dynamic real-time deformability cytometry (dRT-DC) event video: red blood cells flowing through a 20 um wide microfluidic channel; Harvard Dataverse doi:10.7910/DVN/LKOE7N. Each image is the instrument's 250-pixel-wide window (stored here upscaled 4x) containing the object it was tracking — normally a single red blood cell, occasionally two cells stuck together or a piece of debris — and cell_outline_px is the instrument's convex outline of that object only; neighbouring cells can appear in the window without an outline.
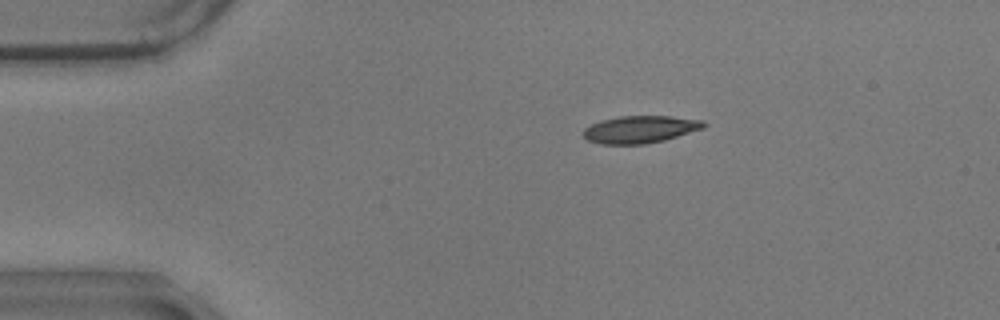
{"species": "common noctule bat (a hibernating species)", "species_latin": "Nyctalus noctula", "temperature_condition": "warm", "stored_images_in_passage": 48, "camera_frame_rate_fps": 3000, "um_per_image_px": 0.085, "animal": {"sex": "male", "body_mass_g": 17.9}, "frame": {"image": 1, "passage_image": 1, "time_ms": 0.0, "image_size_px": [1000, 320], "cell_outline_px": [[708, 124], [704, 128], [664, 140], [644, 144], [600, 144], [588, 140], [584, 136], [584, 128], [600, 120], [620, 116], [672, 116], [704, 120]], "centroid_in_image_um": [54.44, 10.99], "position_along_channel_um": 30.6, "area_um2": 19.19}}
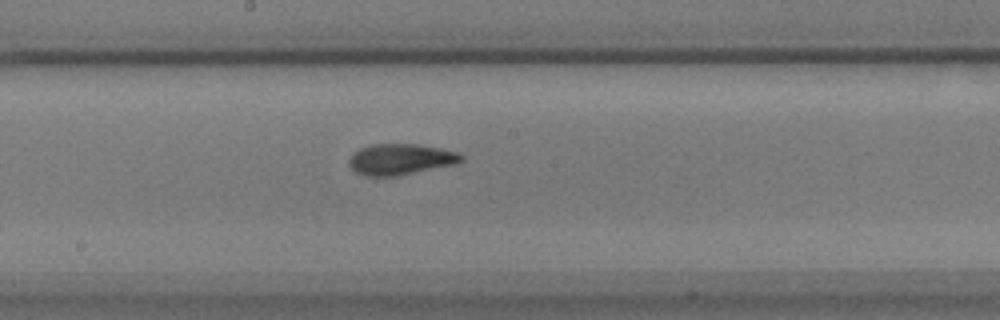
{"frame": {"image": 2, "passage_image": 21, "time_ms": 6.667, "image_size_px": [1000, 320], "cell_outline_px": [[464, 160], [456, 164], [396, 176], [364, 176], [356, 172], [348, 164], [348, 160], [352, 152], [368, 144], [416, 144], [440, 148], [456, 152], [464, 156]], "centroid_in_image_um": [34.01, 13.53], "position_along_channel_um": 214.2, "area_um2": 20.4}}
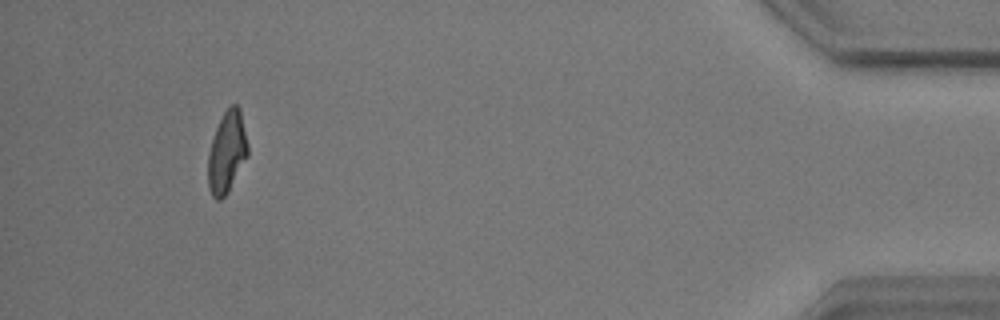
{"frame": {"image": 3, "passage_image": 44, "time_ms": 14.333, "image_size_px": [1000, 320], "cell_outline_px": [[248, 156], [228, 192], [220, 200], [216, 200], [212, 196], [208, 188], [208, 152], [216, 128], [224, 112], [232, 104], [236, 104], [240, 108], [248, 144]], "centroid_in_image_um": [19.29, 12.95], "position_along_channel_um": 415.9, "area_um2": 18.9}, "authors_computed_cell_mechanics": {"area_um2": 19.5942, "velocity_mm_per_s": 3.5079, "shape_relaxation_time_tau1_ms": 5.1294, "shape_relaxation_time_tau2_ms": 2.2667, "deformation_change_tau1": 0.1917, "deformation_change_tau2": 0.0993}}